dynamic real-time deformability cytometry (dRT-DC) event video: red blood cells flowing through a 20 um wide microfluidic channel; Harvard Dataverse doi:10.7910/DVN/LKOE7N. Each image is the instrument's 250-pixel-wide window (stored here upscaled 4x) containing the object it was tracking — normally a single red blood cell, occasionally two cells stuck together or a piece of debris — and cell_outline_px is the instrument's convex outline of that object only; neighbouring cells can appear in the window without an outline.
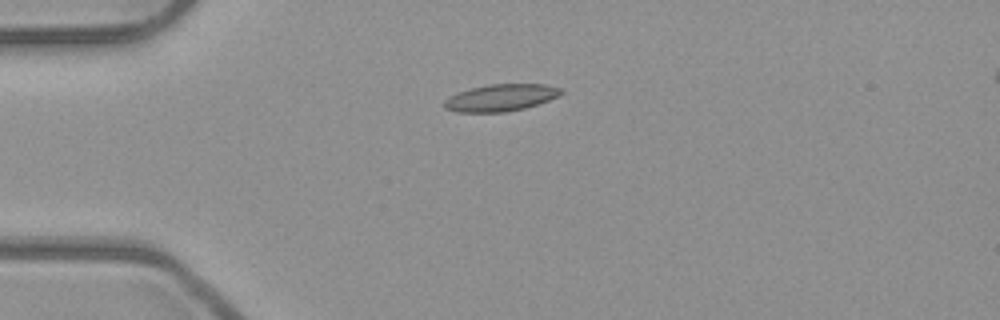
{"species": "common noctule bat (a hibernating species)", "species_latin": "Nyctalus noctula", "temperature_condition": "room temperature", "stored_images_in_passage": 7, "camera_frame_rate_fps": 3000, "um_per_image_px": 0.085, "animal": {"sex": "male", "body_mass_g": 23.1, "forearm_length_mm": 52.7}, "frame": {"image": 1, "passage_image": 4, "time_ms": 1.0, "image_size_px": [1000, 320], "cell_outline_px": [[564, 92], [560, 96], [524, 108], [504, 112], [456, 112], [444, 108], [444, 100], [448, 96], [472, 88], [488, 84], [544, 84], [560, 88]], "centroid_in_image_um": [42.56, 8.3], "position_along_channel_um": 42.4, "area_um2": 18.26}}
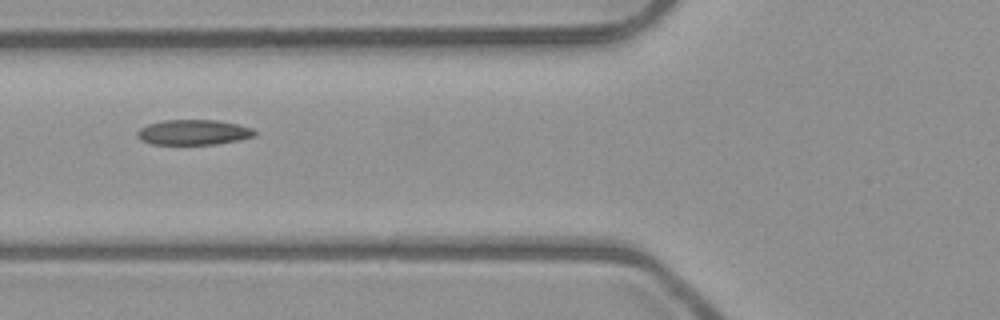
{"frame": {"image": 2, "passage_image": 6, "time_ms": 1.667, "image_size_px": [1000, 320], "cell_outline_px": [[256, 136], [240, 140], [216, 144], [152, 144], [140, 140], [136, 136], [136, 132], [140, 128], [148, 124], [164, 120], [216, 120], [236, 124], [252, 128], [256, 132]], "centroid_in_image_um": [16.44, 11.25], "position_along_channel_um": 109.4, "area_um2": 17.28}}
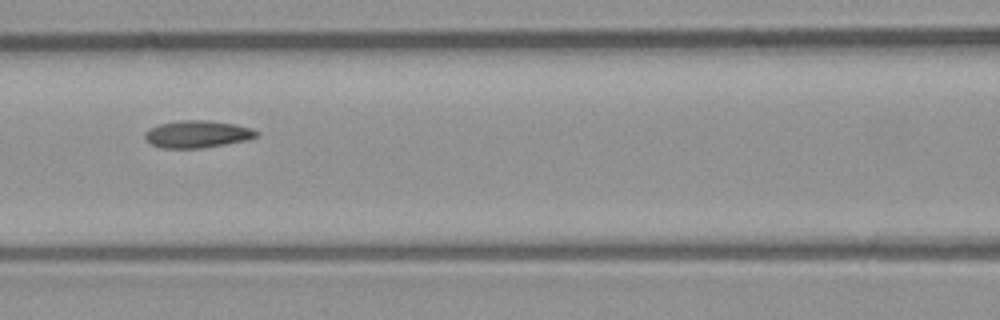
{"frame": {"image": 3, "passage_image": 7, "time_ms": 2.0, "image_size_px": [1000, 320], "cell_outline_px": [[260, 136], [248, 140], [204, 148], [160, 148], [152, 144], [144, 136], [144, 132], [148, 128], [160, 124], [180, 120], [208, 120], [236, 124], [252, 128], [260, 132]], "centroid_in_image_um": [16.82, 11.4], "position_along_channel_um": 149.8, "area_um2": 17.98}}